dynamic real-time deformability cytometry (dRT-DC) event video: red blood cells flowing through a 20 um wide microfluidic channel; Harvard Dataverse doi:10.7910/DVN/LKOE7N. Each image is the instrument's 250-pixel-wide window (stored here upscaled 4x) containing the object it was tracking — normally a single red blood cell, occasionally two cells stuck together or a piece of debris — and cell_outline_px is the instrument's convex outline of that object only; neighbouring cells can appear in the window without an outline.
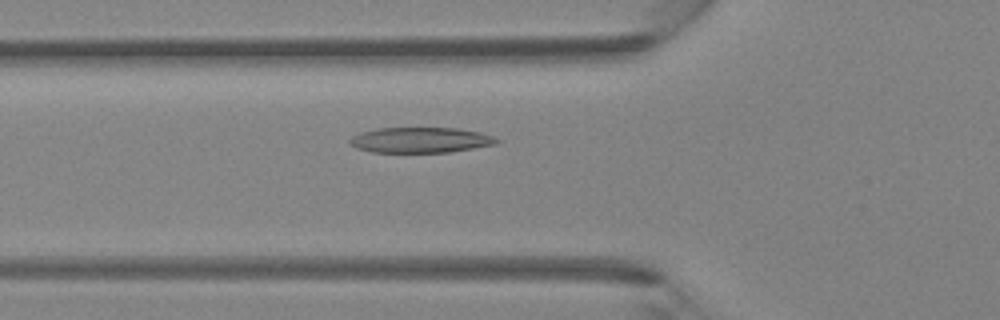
{"species": "Egyptian fruit bat (a non-hibernating species)", "species_latin": "Rousettus aegyptiacus", "temperature_condition": "room temperature", "stored_images_in_passage": 34, "camera_frame_rate_fps": 3000, "um_per_image_px": 0.085, "animal": {"sex": "female"}, "frame": {"image": 1, "passage_image": 7, "time_ms": 2.0, "image_size_px": [1000, 320], "cell_outline_px": [[500, 140], [496, 144], [448, 152], [372, 152], [356, 148], [348, 144], [348, 140], [352, 136], [360, 132], [376, 128], [456, 128], [480, 132], [492, 136]], "centroid_in_image_um": [35.68, 11.9], "position_along_channel_um": 90.1, "area_um2": 21.79}}
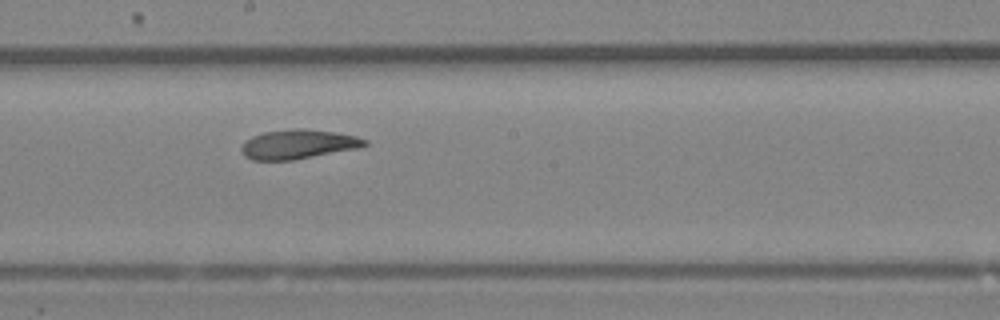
{"frame": {"image": 2, "passage_image": 16, "time_ms": 5.0, "image_size_px": [1000, 320], "cell_outline_px": [[368, 144], [360, 148], [292, 160], [252, 160], [244, 156], [240, 148], [244, 140], [252, 136], [264, 132], [292, 128], [304, 128], [336, 132], [356, 136], [368, 140]], "centroid_in_image_um": [25.34, 12.25], "position_along_channel_um": 222.9, "area_um2": 21.33}}
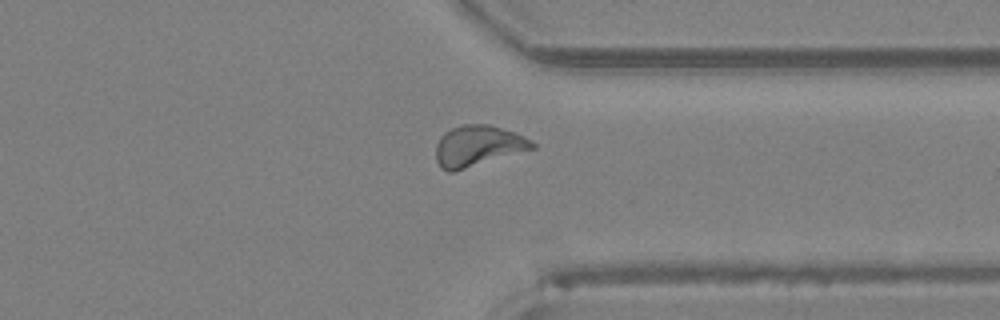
{"frame": {"image": 3, "passage_image": 26, "time_ms": 8.333, "image_size_px": [1000, 320], "cell_outline_px": [[536, 148], [452, 172], [448, 172], [440, 168], [436, 160], [436, 144], [440, 136], [444, 132], [460, 124], [488, 124], [524, 136], [532, 140], [536, 144]], "centroid_in_image_um": [40.6, 12.4], "position_along_channel_um": 370.8, "area_um2": 22.95}}